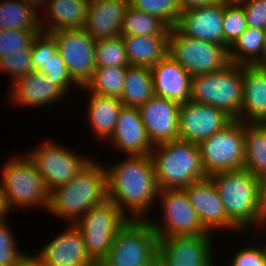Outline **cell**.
<instances>
[{"label": "cell", "mask_w": 266, "mask_h": 266, "mask_svg": "<svg viewBox=\"0 0 266 266\" xmlns=\"http://www.w3.org/2000/svg\"><path fill=\"white\" fill-rule=\"evenodd\" d=\"M126 159L105 168L108 199L124 214L129 210L130 219L144 220L160 190L153 161L150 155H128Z\"/></svg>", "instance_id": "obj_1"}, {"label": "cell", "mask_w": 266, "mask_h": 266, "mask_svg": "<svg viewBox=\"0 0 266 266\" xmlns=\"http://www.w3.org/2000/svg\"><path fill=\"white\" fill-rule=\"evenodd\" d=\"M218 190L229 220L243 228H260L266 203L260 192L259 176L246 169L223 171L209 176Z\"/></svg>", "instance_id": "obj_2"}, {"label": "cell", "mask_w": 266, "mask_h": 266, "mask_svg": "<svg viewBox=\"0 0 266 266\" xmlns=\"http://www.w3.org/2000/svg\"><path fill=\"white\" fill-rule=\"evenodd\" d=\"M106 199V169L91 159L72 180L49 192L47 210L53 215L63 217L64 220L69 219L68 221L74 224L90 208Z\"/></svg>", "instance_id": "obj_3"}, {"label": "cell", "mask_w": 266, "mask_h": 266, "mask_svg": "<svg viewBox=\"0 0 266 266\" xmlns=\"http://www.w3.org/2000/svg\"><path fill=\"white\" fill-rule=\"evenodd\" d=\"M150 156L160 190L184 189L208 177L198 144L176 139L154 145Z\"/></svg>", "instance_id": "obj_4"}, {"label": "cell", "mask_w": 266, "mask_h": 266, "mask_svg": "<svg viewBox=\"0 0 266 266\" xmlns=\"http://www.w3.org/2000/svg\"><path fill=\"white\" fill-rule=\"evenodd\" d=\"M190 101L213 106L239 120L243 105V65L229 63L221 71L193 76Z\"/></svg>", "instance_id": "obj_5"}, {"label": "cell", "mask_w": 266, "mask_h": 266, "mask_svg": "<svg viewBox=\"0 0 266 266\" xmlns=\"http://www.w3.org/2000/svg\"><path fill=\"white\" fill-rule=\"evenodd\" d=\"M130 220L110 199L93 206L74 225L80 230L86 253L95 263L109 253L117 232Z\"/></svg>", "instance_id": "obj_6"}, {"label": "cell", "mask_w": 266, "mask_h": 266, "mask_svg": "<svg viewBox=\"0 0 266 266\" xmlns=\"http://www.w3.org/2000/svg\"><path fill=\"white\" fill-rule=\"evenodd\" d=\"M2 170L0 183L10 210L34 205L48 209L49 191L28 156L11 158Z\"/></svg>", "instance_id": "obj_7"}, {"label": "cell", "mask_w": 266, "mask_h": 266, "mask_svg": "<svg viewBox=\"0 0 266 266\" xmlns=\"http://www.w3.org/2000/svg\"><path fill=\"white\" fill-rule=\"evenodd\" d=\"M158 242L148 219H130L117 232L109 253L96 266H141L157 254Z\"/></svg>", "instance_id": "obj_8"}, {"label": "cell", "mask_w": 266, "mask_h": 266, "mask_svg": "<svg viewBox=\"0 0 266 266\" xmlns=\"http://www.w3.org/2000/svg\"><path fill=\"white\" fill-rule=\"evenodd\" d=\"M168 53L192 77L221 71L230 63L225 46L189 38L176 27L169 32Z\"/></svg>", "instance_id": "obj_9"}, {"label": "cell", "mask_w": 266, "mask_h": 266, "mask_svg": "<svg viewBox=\"0 0 266 266\" xmlns=\"http://www.w3.org/2000/svg\"><path fill=\"white\" fill-rule=\"evenodd\" d=\"M201 162L207 176L214 173L244 169V122L234 119L221 131L199 145Z\"/></svg>", "instance_id": "obj_10"}, {"label": "cell", "mask_w": 266, "mask_h": 266, "mask_svg": "<svg viewBox=\"0 0 266 266\" xmlns=\"http://www.w3.org/2000/svg\"><path fill=\"white\" fill-rule=\"evenodd\" d=\"M157 198L159 202L162 201L163 223L148 221L159 239L209 234L201 224L184 189H162L159 190Z\"/></svg>", "instance_id": "obj_11"}, {"label": "cell", "mask_w": 266, "mask_h": 266, "mask_svg": "<svg viewBox=\"0 0 266 266\" xmlns=\"http://www.w3.org/2000/svg\"><path fill=\"white\" fill-rule=\"evenodd\" d=\"M41 174L46 189L68 183L91 160L82 157L63 145L43 142L41 146L26 154Z\"/></svg>", "instance_id": "obj_12"}, {"label": "cell", "mask_w": 266, "mask_h": 266, "mask_svg": "<svg viewBox=\"0 0 266 266\" xmlns=\"http://www.w3.org/2000/svg\"><path fill=\"white\" fill-rule=\"evenodd\" d=\"M50 34L56 40L57 51L71 77L80 88L85 87L96 69L94 55L96 40L84 29L60 30Z\"/></svg>", "instance_id": "obj_13"}, {"label": "cell", "mask_w": 266, "mask_h": 266, "mask_svg": "<svg viewBox=\"0 0 266 266\" xmlns=\"http://www.w3.org/2000/svg\"><path fill=\"white\" fill-rule=\"evenodd\" d=\"M233 120L223 110L188 101L179 109V139L199 145Z\"/></svg>", "instance_id": "obj_14"}, {"label": "cell", "mask_w": 266, "mask_h": 266, "mask_svg": "<svg viewBox=\"0 0 266 266\" xmlns=\"http://www.w3.org/2000/svg\"><path fill=\"white\" fill-rule=\"evenodd\" d=\"M211 234L160 238L157 253L164 266H214Z\"/></svg>", "instance_id": "obj_15"}, {"label": "cell", "mask_w": 266, "mask_h": 266, "mask_svg": "<svg viewBox=\"0 0 266 266\" xmlns=\"http://www.w3.org/2000/svg\"><path fill=\"white\" fill-rule=\"evenodd\" d=\"M138 109L148 138L153 145L179 139L180 105L178 103L154 95Z\"/></svg>", "instance_id": "obj_16"}, {"label": "cell", "mask_w": 266, "mask_h": 266, "mask_svg": "<svg viewBox=\"0 0 266 266\" xmlns=\"http://www.w3.org/2000/svg\"><path fill=\"white\" fill-rule=\"evenodd\" d=\"M184 190L201 224L209 233L225 228L239 231L227 217L218 190L209 176L193 182Z\"/></svg>", "instance_id": "obj_17"}, {"label": "cell", "mask_w": 266, "mask_h": 266, "mask_svg": "<svg viewBox=\"0 0 266 266\" xmlns=\"http://www.w3.org/2000/svg\"><path fill=\"white\" fill-rule=\"evenodd\" d=\"M223 14L221 2L183 10L176 28L189 38L223 45Z\"/></svg>", "instance_id": "obj_18"}, {"label": "cell", "mask_w": 266, "mask_h": 266, "mask_svg": "<svg viewBox=\"0 0 266 266\" xmlns=\"http://www.w3.org/2000/svg\"><path fill=\"white\" fill-rule=\"evenodd\" d=\"M36 255L46 266H96L86 253L80 230L73 223Z\"/></svg>", "instance_id": "obj_19"}, {"label": "cell", "mask_w": 266, "mask_h": 266, "mask_svg": "<svg viewBox=\"0 0 266 266\" xmlns=\"http://www.w3.org/2000/svg\"><path fill=\"white\" fill-rule=\"evenodd\" d=\"M150 71L155 95L179 105L190 101L192 76L169 53Z\"/></svg>", "instance_id": "obj_20"}, {"label": "cell", "mask_w": 266, "mask_h": 266, "mask_svg": "<svg viewBox=\"0 0 266 266\" xmlns=\"http://www.w3.org/2000/svg\"><path fill=\"white\" fill-rule=\"evenodd\" d=\"M129 0H92L88 4L84 30L94 39L121 36Z\"/></svg>", "instance_id": "obj_21"}, {"label": "cell", "mask_w": 266, "mask_h": 266, "mask_svg": "<svg viewBox=\"0 0 266 266\" xmlns=\"http://www.w3.org/2000/svg\"><path fill=\"white\" fill-rule=\"evenodd\" d=\"M110 139L112 145L127 155H151L154 147L136 107L123 105Z\"/></svg>", "instance_id": "obj_22"}, {"label": "cell", "mask_w": 266, "mask_h": 266, "mask_svg": "<svg viewBox=\"0 0 266 266\" xmlns=\"http://www.w3.org/2000/svg\"><path fill=\"white\" fill-rule=\"evenodd\" d=\"M10 102L26 107L46 106L61 100L66 94L42 72L34 70L10 85Z\"/></svg>", "instance_id": "obj_23"}, {"label": "cell", "mask_w": 266, "mask_h": 266, "mask_svg": "<svg viewBox=\"0 0 266 266\" xmlns=\"http://www.w3.org/2000/svg\"><path fill=\"white\" fill-rule=\"evenodd\" d=\"M239 120L266 124V67L243 65V105Z\"/></svg>", "instance_id": "obj_24"}, {"label": "cell", "mask_w": 266, "mask_h": 266, "mask_svg": "<svg viewBox=\"0 0 266 266\" xmlns=\"http://www.w3.org/2000/svg\"><path fill=\"white\" fill-rule=\"evenodd\" d=\"M88 4L86 0H48L45 13L50 19V25L46 26L47 21L40 19L41 31L51 33L60 30L83 29Z\"/></svg>", "instance_id": "obj_25"}, {"label": "cell", "mask_w": 266, "mask_h": 266, "mask_svg": "<svg viewBox=\"0 0 266 266\" xmlns=\"http://www.w3.org/2000/svg\"><path fill=\"white\" fill-rule=\"evenodd\" d=\"M80 89H84L86 93L90 94L87 117H89V123L95 137L97 136L96 138L101 140H110L114 133L119 112L123 107L121 99L87 92L85 87Z\"/></svg>", "instance_id": "obj_26"}, {"label": "cell", "mask_w": 266, "mask_h": 266, "mask_svg": "<svg viewBox=\"0 0 266 266\" xmlns=\"http://www.w3.org/2000/svg\"><path fill=\"white\" fill-rule=\"evenodd\" d=\"M131 66L152 68L168 54L169 35H121Z\"/></svg>", "instance_id": "obj_27"}, {"label": "cell", "mask_w": 266, "mask_h": 266, "mask_svg": "<svg viewBox=\"0 0 266 266\" xmlns=\"http://www.w3.org/2000/svg\"><path fill=\"white\" fill-rule=\"evenodd\" d=\"M265 43V30L248 26L228 48L230 63L260 65L264 59Z\"/></svg>", "instance_id": "obj_28"}, {"label": "cell", "mask_w": 266, "mask_h": 266, "mask_svg": "<svg viewBox=\"0 0 266 266\" xmlns=\"http://www.w3.org/2000/svg\"><path fill=\"white\" fill-rule=\"evenodd\" d=\"M154 94L150 68L128 66L125 72V83L121 95L124 106L139 108Z\"/></svg>", "instance_id": "obj_29"}, {"label": "cell", "mask_w": 266, "mask_h": 266, "mask_svg": "<svg viewBox=\"0 0 266 266\" xmlns=\"http://www.w3.org/2000/svg\"><path fill=\"white\" fill-rule=\"evenodd\" d=\"M244 169L259 176L266 170V124L244 123Z\"/></svg>", "instance_id": "obj_30"}, {"label": "cell", "mask_w": 266, "mask_h": 266, "mask_svg": "<svg viewBox=\"0 0 266 266\" xmlns=\"http://www.w3.org/2000/svg\"><path fill=\"white\" fill-rule=\"evenodd\" d=\"M40 17L21 0H0V29L41 31Z\"/></svg>", "instance_id": "obj_31"}, {"label": "cell", "mask_w": 266, "mask_h": 266, "mask_svg": "<svg viewBox=\"0 0 266 266\" xmlns=\"http://www.w3.org/2000/svg\"><path fill=\"white\" fill-rule=\"evenodd\" d=\"M170 29L160 18L129 5L124 14L121 35H169Z\"/></svg>", "instance_id": "obj_32"}, {"label": "cell", "mask_w": 266, "mask_h": 266, "mask_svg": "<svg viewBox=\"0 0 266 266\" xmlns=\"http://www.w3.org/2000/svg\"><path fill=\"white\" fill-rule=\"evenodd\" d=\"M126 67H99L86 84L87 91L103 96L121 98L125 83Z\"/></svg>", "instance_id": "obj_33"}, {"label": "cell", "mask_w": 266, "mask_h": 266, "mask_svg": "<svg viewBox=\"0 0 266 266\" xmlns=\"http://www.w3.org/2000/svg\"><path fill=\"white\" fill-rule=\"evenodd\" d=\"M94 55L96 68L130 66L122 36L96 40Z\"/></svg>", "instance_id": "obj_34"}, {"label": "cell", "mask_w": 266, "mask_h": 266, "mask_svg": "<svg viewBox=\"0 0 266 266\" xmlns=\"http://www.w3.org/2000/svg\"><path fill=\"white\" fill-rule=\"evenodd\" d=\"M133 8L160 18L169 28H174L182 12L178 0H129Z\"/></svg>", "instance_id": "obj_35"}, {"label": "cell", "mask_w": 266, "mask_h": 266, "mask_svg": "<svg viewBox=\"0 0 266 266\" xmlns=\"http://www.w3.org/2000/svg\"><path fill=\"white\" fill-rule=\"evenodd\" d=\"M247 27L242 5H224L223 46L228 49Z\"/></svg>", "instance_id": "obj_36"}, {"label": "cell", "mask_w": 266, "mask_h": 266, "mask_svg": "<svg viewBox=\"0 0 266 266\" xmlns=\"http://www.w3.org/2000/svg\"><path fill=\"white\" fill-rule=\"evenodd\" d=\"M41 31L31 30H2L0 29V57L9 53L22 52L32 47L34 39Z\"/></svg>", "instance_id": "obj_37"}, {"label": "cell", "mask_w": 266, "mask_h": 266, "mask_svg": "<svg viewBox=\"0 0 266 266\" xmlns=\"http://www.w3.org/2000/svg\"><path fill=\"white\" fill-rule=\"evenodd\" d=\"M0 70L11 75V84L28 73L33 72L31 47L25 48L22 52L9 53V55L0 57Z\"/></svg>", "instance_id": "obj_38"}, {"label": "cell", "mask_w": 266, "mask_h": 266, "mask_svg": "<svg viewBox=\"0 0 266 266\" xmlns=\"http://www.w3.org/2000/svg\"><path fill=\"white\" fill-rule=\"evenodd\" d=\"M57 50L56 40L50 33L40 32L31 47V59L34 70H47V62Z\"/></svg>", "instance_id": "obj_39"}, {"label": "cell", "mask_w": 266, "mask_h": 266, "mask_svg": "<svg viewBox=\"0 0 266 266\" xmlns=\"http://www.w3.org/2000/svg\"><path fill=\"white\" fill-rule=\"evenodd\" d=\"M49 79L53 80V84L58 86L65 94L68 93L72 85L80 87L71 77L68 68L65 65L61 55L56 50L47 62V70L41 71ZM72 84V85H71ZM70 86V87H69Z\"/></svg>", "instance_id": "obj_40"}, {"label": "cell", "mask_w": 266, "mask_h": 266, "mask_svg": "<svg viewBox=\"0 0 266 266\" xmlns=\"http://www.w3.org/2000/svg\"><path fill=\"white\" fill-rule=\"evenodd\" d=\"M6 222V219L0 221V266H17L25 253L17 250L15 238Z\"/></svg>", "instance_id": "obj_41"}, {"label": "cell", "mask_w": 266, "mask_h": 266, "mask_svg": "<svg viewBox=\"0 0 266 266\" xmlns=\"http://www.w3.org/2000/svg\"><path fill=\"white\" fill-rule=\"evenodd\" d=\"M231 266H266L265 247H243L237 251L231 261Z\"/></svg>", "instance_id": "obj_42"}, {"label": "cell", "mask_w": 266, "mask_h": 266, "mask_svg": "<svg viewBox=\"0 0 266 266\" xmlns=\"http://www.w3.org/2000/svg\"><path fill=\"white\" fill-rule=\"evenodd\" d=\"M247 25L253 28L266 29V0H248L242 5Z\"/></svg>", "instance_id": "obj_43"}, {"label": "cell", "mask_w": 266, "mask_h": 266, "mask_svg": "<svg viewBox=\"0 0 266 266\" xmlns=\"http://www.w3.org/2000/svg\"><path fill=\"white\" fill-rule=\"evenodd\" d=\"M220 2V0H178L181 10Z\"/></svg>", "instance_id": "obj_44"}, {"label": "cell", "mask_w": 266, "mask_h": 266, "mask_svg": "<svg viewBox=\"0 0 266 266\" xmlns=\"http://www.w3.org/2000/svg\"><path fill=\"white\" fill-rule=\"evenodd\" d=\"M17 266H46V265L37 255L31 256V255L25 254L20 259Z\"/></svg>", "instance_id": "obj_45"}, {"label": "cell", "mask_w": 266, "mask_h": 266, "mask_svg": "<svg viewBox=\"0 0 266 266\" xmlns=\"http://www.w3.org/2000/svg\"><path fill=\"white\" fill-rule=\"evenodd\" d=\"M9 205L7 203L6 196L4 194L2 185L0 184V221L4 220L8 213L10 212Z\"/></svg>", "instance_id": "obj_46"}, {"label": "cell", "mask_w": 266, "mask_h": 266, "mask_svg": "<svg viewBox=\"0 0 266 266\" xmlns=\"http://www.w3.org/2000/svg\"><path fill=\"white\" fill-rule=\"evenodd\" d=\"M24 4L28 5L29 7H31L36 13H38L37 8H39L38 6H42L44 7L45 4H47L48 0H21Z\"/></svg>", "instance_id": "obj_47"}, {"label": "cell", "mask_w": 266, "mask_h": 266, "mask_svg": "<svg viewBox=\"0 0 266 266\" xmlns=\"http://www.w3.org/2000/svg\"><path fill=\"white\" fill-rule=\"evenodd\" d=\"M260 192L266 203V170L259 175Z\"/></svg>", "instance_id": "obj_48"}, {"label": "cell", "mask_w": 266, "mask_h": 266, "mask_svg": "<svg viewBox=\"0 0 266 266\" xmlns=\"http://www.w3.org/2000/svg\"><path fill=\"white\" fill-rule=\"evenodd\" d=\"M141 266H164L162 258L157 253L153 258Z\"/></svg>", "instance_id": "obj_49"}, {"label": "cell", "mask_w": 266, "mask_h": 266, "mask_svg": "<svg viewBox=\"0 0 266 266\" xmlns=\"http://www.w3.org/2000/svg\"><path fill=\"white\" fill-rule=\"evenodd\" d=\"M248 0H220L223 5H243Z\"/></svg>", "instance_id": "obj_50"}, {"label": "cell", "mask_w": 266, "mask_h": 266, "mask_svg": "<svg viewBox=\"0 0 266 266\" xmlns=\"http://www.w3.org/2000/svg\"><path fill=\"white\" fill-rule=\"evenodd\" d=\"M261 227L262 228L266 227V209L264 211L263 218H262L261 223H260V229H261ZM265 244H266V242H265Z\"/></svg>", "instance_id": "obj_51"}, {"label": "cell", "mask_w": 266, "mask_h": 266, "mask_svg": "<svg viewBox=\"0 0 266 266\" xmlns=\"http://www.w3.org/2000/svg\"><path fill=\"white\" fill-rule=\"evenodd\" d=\"M265 42H266V29H265ZM260 66L266 67V43H265V49H264V59H263V62L260 64Z\"/></svg>", "instance_id": "obj_52"}]
</instances>
